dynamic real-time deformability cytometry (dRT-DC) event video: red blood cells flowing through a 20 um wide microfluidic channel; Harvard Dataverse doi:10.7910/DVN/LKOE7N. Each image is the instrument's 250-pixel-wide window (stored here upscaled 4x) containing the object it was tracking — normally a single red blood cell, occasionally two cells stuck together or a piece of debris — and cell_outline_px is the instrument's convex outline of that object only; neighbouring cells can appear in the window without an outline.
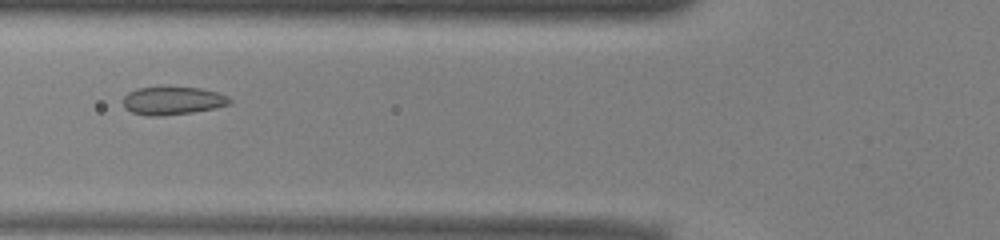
{"species": "common noctule bat (a hibernating species)", "species_latin": "Nyctalus noctula", "temperature_condition": "warm", "stored_images_in_passage": 43, "camera_frame_rate_fps": 3000, "um_per_image_px": 0.085, "animal": {"sex": "male", "body_mass_g": 13.0, "forearm_length_mm": 53.1}, "frame": {"image": 1, "passage_image": 19, "time_ms": 6.0, "image_size_px": [1000, 240], "cell_outline_px": [[232, 104], [216, 108], [192, 112], [160, 116], [148, 116], [132, 112], [124, 108], [124, 96], [128, 92], [136, 88], [200, 88], [216, 92], [228, 96], [232, 100]], "centroid_in_image_um": [14.7, 8.57], "position_along_channel_um": 111.1, "area_um2": 17.28}}
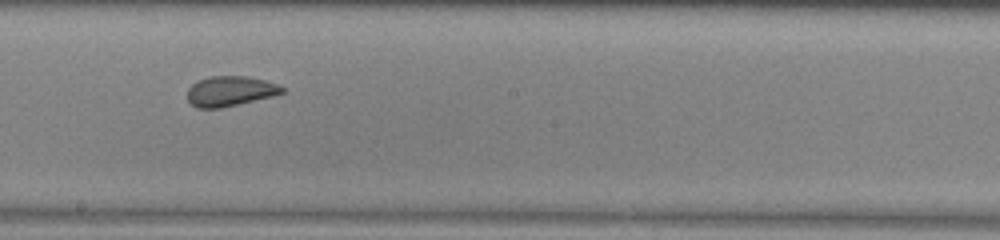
{"frame": {"image": 2, "passage_image": 28, "time_ms": 9.0, "image_size_px": [1000, 240], "cell_outline_px": [[284, 92], [272, 96], [220, 108], [196, 108], [188, 100], [188, 88], [192, 84], [200, 80], [212, 76], [248, 76], [264, 80], [276, 84], [284, 88]], "centroid_in_image_um": [19.55, 7.75], "position_along_channel_um": 228.7, "area_um2": 16.36}}
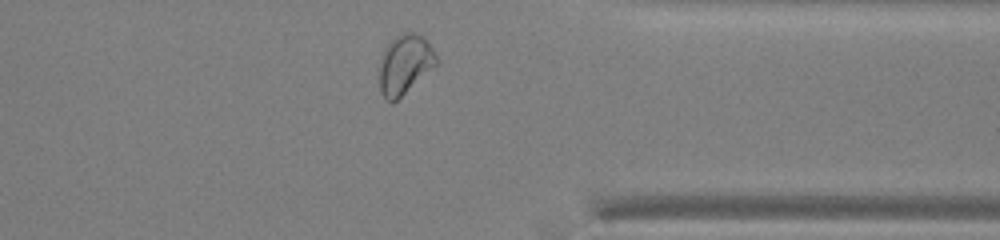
{"frame": {"image": 3, "passage_image": 40, "time_ms": 13.0, "image_size_px": [1000, 240], "cell_outline_px": [[440, 60], [436, 64], [392, 104], [380, 92], [380, 68], [384, 48], [396, 36], [404, 32], [412, 32], [424, 36]], "centroid_in_image_um": [34.42, 5.44], "position_along_channel_um": 377.0, "area_um2": 19.36}, "authors_computed_cell_mechanics": {"area_um2": 18.207, "velocity_mm_per_s": 3.9182, "shape_relaxation_time_tau1_ms": null, "shape_relaxation_time_tau2_ms": 0.8053, "deformation_change_tau1": null, "deformation_change_tau2": 0.0669}}